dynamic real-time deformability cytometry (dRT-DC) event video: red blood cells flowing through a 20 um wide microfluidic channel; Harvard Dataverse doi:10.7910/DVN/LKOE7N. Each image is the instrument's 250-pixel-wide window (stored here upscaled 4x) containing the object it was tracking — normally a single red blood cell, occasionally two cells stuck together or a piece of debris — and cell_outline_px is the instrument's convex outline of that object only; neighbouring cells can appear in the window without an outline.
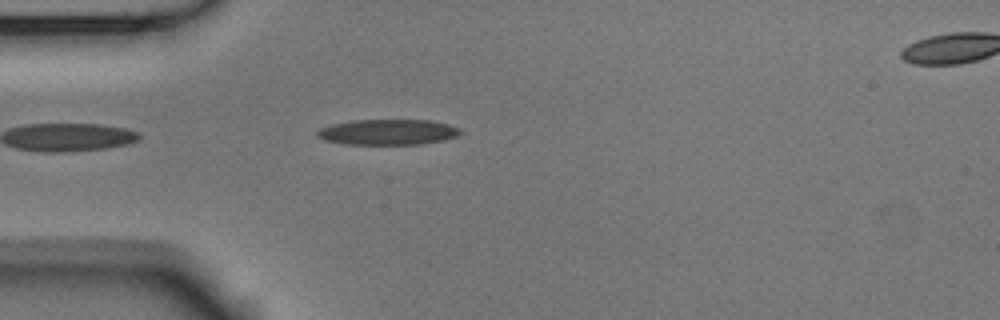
{"species": "Egyptian fruit bat (a non-hibernating species)", "species_latin": "Rousettus aegyptiacus", "temperature_condition": "room temperature", "stored_images_in_passage": 3, "camera_frame_rate_fps": 3000, "um_per_image_px": 0.085, "animal": {"sex": "male"}, "frame": {"image": 1, "passage_image": 3, "time_ms": 0.667, "image_size_px": [1000, 320], "cell_outline_px": [[464, 132], [456, 136], [444, 140], [420, 144], [344, 144], [324, 140], [316, 136], [316, 132], [320, 128], [332, 124], [352, 120], [428, 120], [448, 124], [460, 128]], "centroid_in_image_um": [32.96, 11.22], "position_along_channel_um": 52.0, "area_um2": 21.39}}